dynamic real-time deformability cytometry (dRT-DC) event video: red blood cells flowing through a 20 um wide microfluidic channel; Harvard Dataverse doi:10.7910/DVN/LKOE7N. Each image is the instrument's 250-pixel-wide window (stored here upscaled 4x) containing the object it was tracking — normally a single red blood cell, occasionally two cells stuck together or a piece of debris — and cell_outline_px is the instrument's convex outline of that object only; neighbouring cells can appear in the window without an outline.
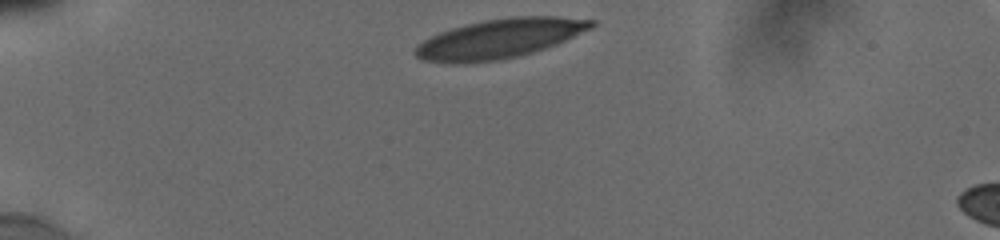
{"species": "human", "species_latin": "Homo sapiens", "temperature_condition": "cold", "stored_images_in_passage": 19, "camera_frame_rate_fps": 3000, "um_per_image_px": 0.085, "donor": {"sex": "male"}, "frame": {"image": 1, "passage_image": 1, "time_ms": 0.0, "image_size_px": [1000, 240], "cell_outline_px": [[596, 24], [592, 28], [556, 44], [532, 52], [500, 60], [464, 64], [452, 64], [420, 60], [412, 52], [416, 44], [440, 32], [452, 28], [484, 20], [512, 16], [556, 16], [596, 20]], "centroid_in_image_um": [42.42, 3.29], "position_along_channel_um": 42.6, "area_um2": 40.58}}
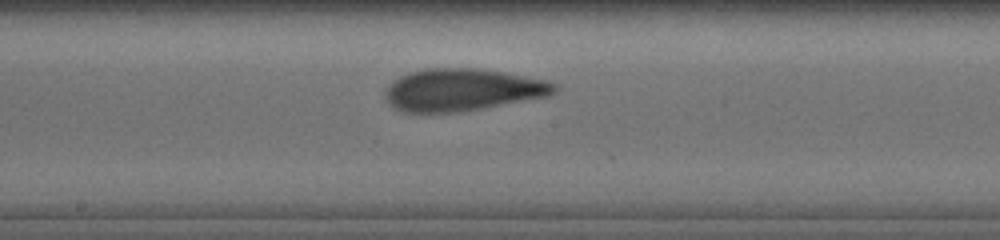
{"frame": {"image": 2, "passage_image": 10, "time_ms": 5.667, "image_size_px": [1000, 240], "cell_outline_px": [[560, 88], [556, 92], [548, 96], [480, 108], [456, 112], [404, 112], [396, 108], [384, 96], [384, 92], [392, 80], [408, 72], [424, 68], [476, 68], [504, 72], [548, 80], [556, 84]], "centroid_in_image_um": [39.32, 7.61], "position_along_channel_um": 208.9, "area_um2": 41.56}}
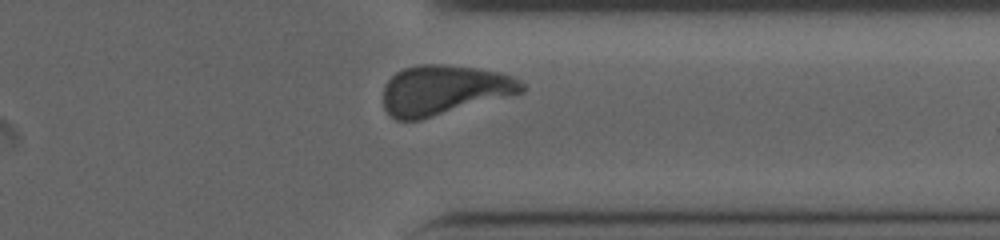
{"frame": {"image": 3, "passage_image": 17, "time_ms": 10.0, "image_size_px": [1000, 240], "cell_outline_px": [[524, 92], [420, 120], [396, 120], [384, 108], [384, 84], [396, 72], [404, 68], [420, 64], [444, 64], [476, 68], [504, 72], [520, 80], [524, 84]], "centroid_in_image_um": [37.75, 7.64], "position_along_channel_um": 373.6, "area_um2": 40.23}, "authors_computed_cell_mechanics": {"area_um2": 41.2114, "velocity_mm_per_s": 3.8033, "shape_relaxation_time_tau1_ms": 4.0495, "shape_relaxation_time_tau2_ms": 0.981, "deformation_change_tau1": 0.1561, "deformation_change_tau2": 0.0594}}